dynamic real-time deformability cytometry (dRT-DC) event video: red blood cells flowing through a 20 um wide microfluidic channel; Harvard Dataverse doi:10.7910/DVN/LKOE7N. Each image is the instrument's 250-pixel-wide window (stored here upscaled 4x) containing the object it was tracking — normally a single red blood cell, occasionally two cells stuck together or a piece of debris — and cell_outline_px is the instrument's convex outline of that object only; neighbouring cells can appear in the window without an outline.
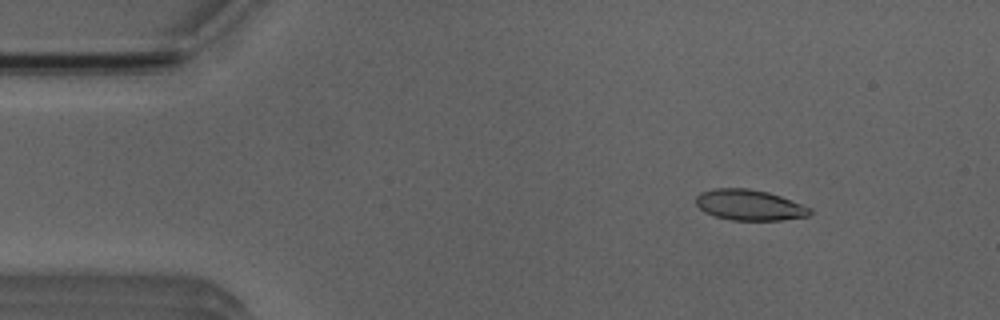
{"species": "Egyptian fruit bat (a non-hibernating species)", "species_latin": "Rousettus aegyptiacus", "temperature_condition": "room temperature", "stored_images_in_passage": 4, "camera_frame_rate_fps": 3000, "um_per_image_px": 0.085, "animal": {"sex": "male"}, "frame": {"image": 1, "passage_image": 2, "time_ms": 1.333, "image_size_px": [1000, 320], "cell_outline_px": [[812, 212], [808, 216], [784, 220], [732, 220], [716, 216], [704, 212], [696, 204], [696, 196], [700, 192], [716, 188], [748, 188], [768, 192], [780, 196], [812, 208]], "centroid_in_image_um": [63.71, 17.42], "position_along_channel_um": 21.3, "area_um2": 20.4}}